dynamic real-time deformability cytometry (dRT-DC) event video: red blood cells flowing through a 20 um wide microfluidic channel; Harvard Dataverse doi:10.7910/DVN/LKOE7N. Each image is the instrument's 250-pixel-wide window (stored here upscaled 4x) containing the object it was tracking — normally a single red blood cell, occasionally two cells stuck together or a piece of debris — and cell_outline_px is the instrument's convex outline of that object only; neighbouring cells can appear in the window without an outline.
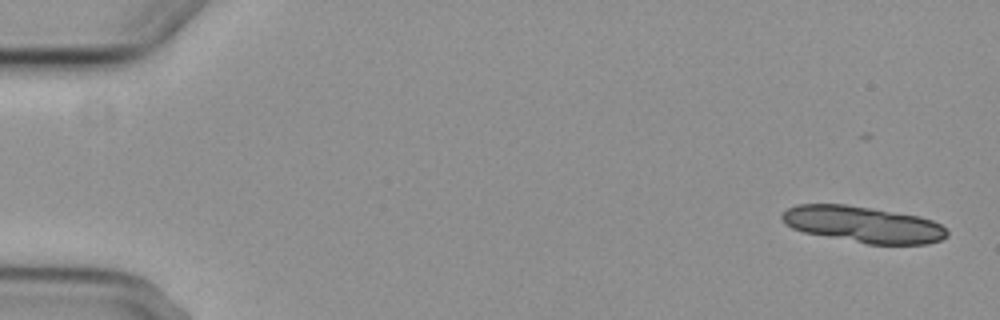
{"species": "common noctule bat (a hibernating species)", "species_latin": "Nyctalus noctula", "temperature_condition": "cold", "stored_images_in_passage": 5, "camera_frame_rate_fps": 3000, "um_per_image_px": 0.085, "animal": {"sex": "female", "body_mass_g": 29.2, "forearm_length_mm": 56.3}, "frame": {"image": 1, "passage_image": 1, "time_ms": 0.0, "image_size_px": [1000, 320], "cell_outline_px": [[948, 236], [940, 240], [928, 244], [868, 244], [804, 232], [792, 228], [784, 224], [780, 216], [788, 208], [796, 204], [844, 204], [920, 216], [932, 220], [940, 224], [948, 232]], "centroid_in_image_um": [73.36, 19.07], "position_along_channel_um": 11.6, "area_um2": 34.8}}